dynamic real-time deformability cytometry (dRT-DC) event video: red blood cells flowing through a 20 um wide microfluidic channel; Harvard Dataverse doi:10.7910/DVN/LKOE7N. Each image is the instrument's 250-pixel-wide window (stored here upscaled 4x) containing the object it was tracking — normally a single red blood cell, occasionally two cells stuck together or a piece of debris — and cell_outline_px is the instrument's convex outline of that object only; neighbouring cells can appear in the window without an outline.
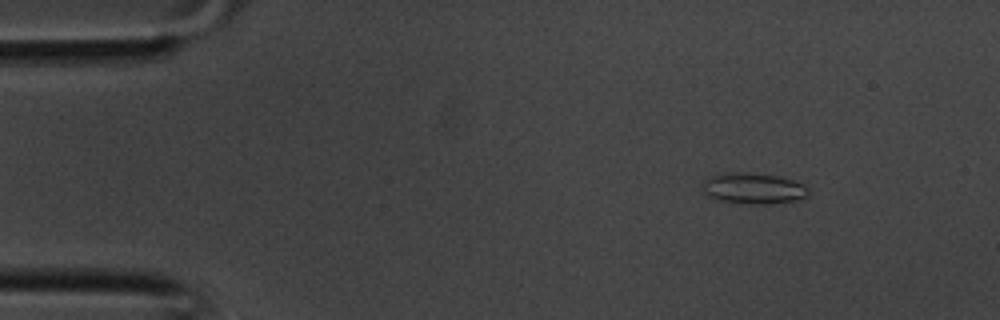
{"species": "common noctule bat (a hibernating species)", "species_latin": "Nyctalus noctula", "temperature_condition": "room temperature", "stored_images_in_passage": 34, "camera_frame_rate_fps": 3000, "um_per_image_px": 0.085, "animal": {"sex": "male", "body_mass_g": 20.1, "forearm_length_mm": 53.5}, "frame": {"image": 1, "passage_image": 2, "time_ms": 0.333, "image_size_px": [1000, 320], "cell_outline_px": [[808, 196], [796, 200], [772, 204], [752, 204], [720, 200], [708, 196], [704, 192], [704, 180], [712, 176], [736, 172], [776, 176], [792, 180], [804, 184], [808, 188]], "centroid_in_image_um": [64.08, 16.03], "position_along_channel_um": 20.9, "area_um2": 18.67}}
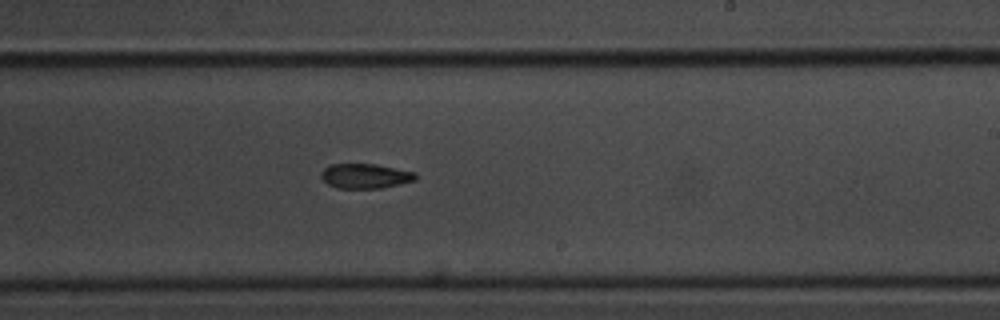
{"frame": {"image": 2, "passage_image": 19, "time_ms": 6.0, "image_size_px": [1000, 320], "cell_outline_px": [[416, 180], [380, 188], [336, 188], [328, 184], [320, 176], [320, 172], [328, 164], [376, 164], [416, 172]], "centroid_in_image_um": [31.02, 14.95], "position_along_channel_um": 258.0, "area_um2": 13.64}}
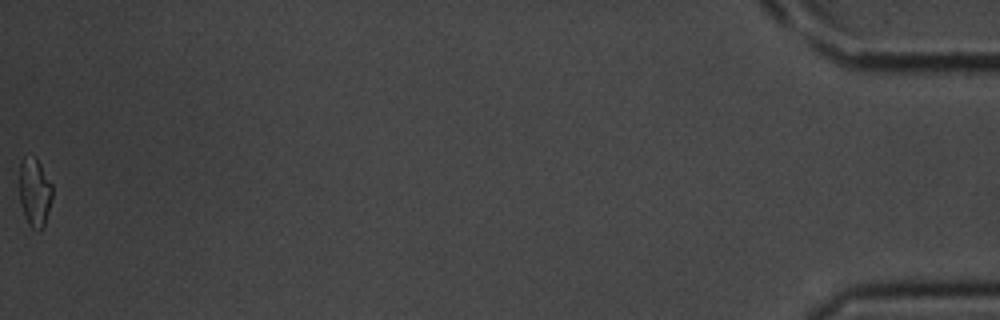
{"frame": {"image": 3, "passage_image": 34, "time_ms": 11.0, "image_size_px": [1000, 320], "cell_outline_px": [[52, 200], [44, 224], [40, 228], [32, 228], [28, 224], [24, 216], [20, 204], [20, 160], [24, 156], [36, 156], [52, 184]], "centroid_in_image_um": [2.94, 16.29], "position_along_channel_um": 432.3, "area_um2": 13.18}}